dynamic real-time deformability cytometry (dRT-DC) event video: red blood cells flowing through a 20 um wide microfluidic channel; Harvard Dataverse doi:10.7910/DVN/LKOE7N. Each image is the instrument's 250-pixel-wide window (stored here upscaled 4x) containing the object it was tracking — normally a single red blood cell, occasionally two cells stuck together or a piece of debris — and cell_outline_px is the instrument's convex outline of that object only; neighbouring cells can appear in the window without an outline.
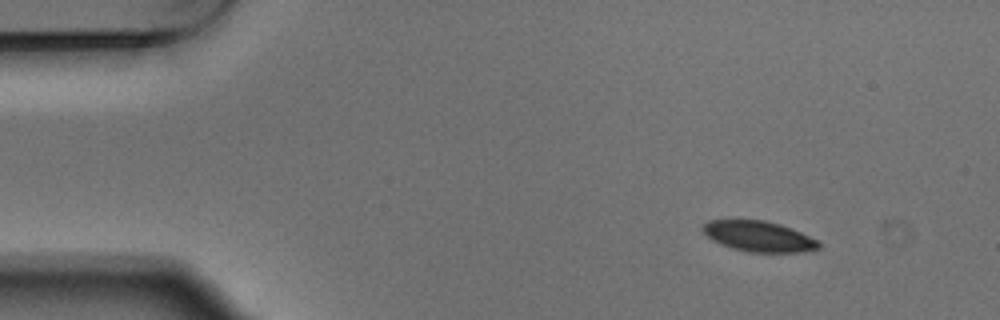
{"species": "Egyptian fruit bat (a non-hibernating species)", "species_latin": "Rousettus aegyptiacus", "temperature_condition": "warm", "stored_images_in_passage": 4, "camera_frame_rate_fps": 3000, "um_per_image_px": 0.085, "animal": {"sex": "male"}, "frame": {"image": 1, "passage_image": 1, "time_ms": 0.0, "image_size_px": [1000, 320], "cell_outline_px": [[820, 248], [804, 252], [748, 252], [732, 248], [720, 244], [712, 240], [700, 228], [708, 220], [764, 220], [780, 224], [792, 228], [816, 240], [820, 244]], "centroid_in_image_um": [64.47, 20.09], "position_along_channel_um": 20.5, "area_um2": 20.58}}
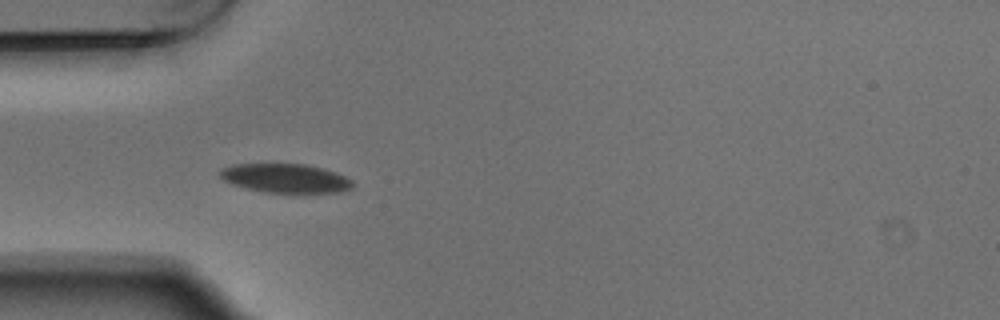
{"frame": {"image": 2, "passage_image": 3, "time_ms": 0.667, "image_size_px": [1000, 320], "cell_outline_px": [[352, 188], [340, 192], [264, 192], [232, 184], [224, 180], [220, 176], [220, 172], [224, 168], [232, 164], [304, 164], [324, 168], [336, 172], [352, 180]], "centroid_in_image_um": [24.28, 15.14], "position_along_channel_um": 60.7, "area_um2": 22.14}}
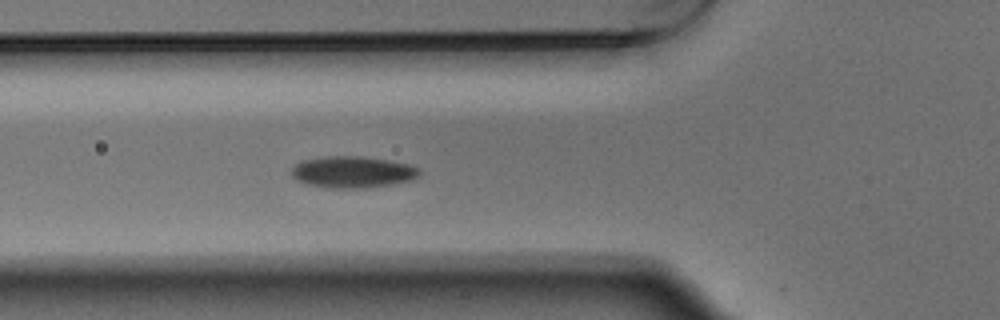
{"frame": {"image": 3, "passage_image": 4, "time_ms": 1.0, "image_size_px": [1000, 320], "cell_outline_px": [[420, 176], [416, 180], [392, 184], [364, 188], [328, 188], [304, 184], [296, 180], [292, 176], [292, 164], [300, 160], [320, 156], [364, 156], [388, 160], [408, 164], [420, 168]], "centroid_in_image_um": [29.95, 14.62], "position_along_channel_um": 95.9, "area_um2": 24.16}}